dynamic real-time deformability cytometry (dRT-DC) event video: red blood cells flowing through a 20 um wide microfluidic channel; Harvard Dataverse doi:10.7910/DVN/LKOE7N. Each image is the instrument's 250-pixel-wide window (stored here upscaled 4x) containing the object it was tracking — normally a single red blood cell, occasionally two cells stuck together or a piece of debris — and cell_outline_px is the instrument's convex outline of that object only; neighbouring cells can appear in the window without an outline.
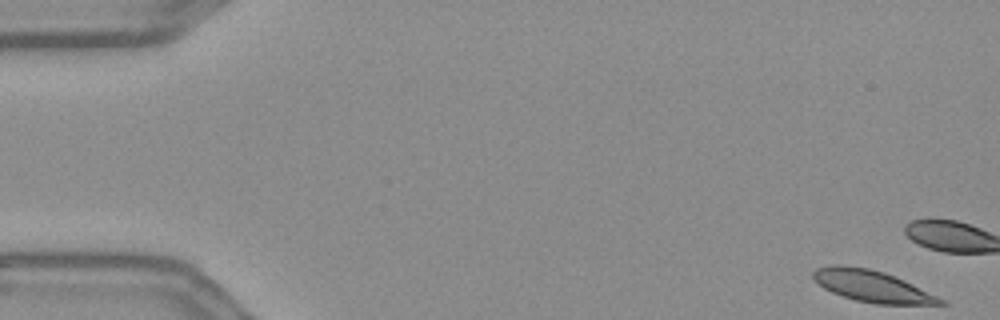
{"species": "Egyptian fruit bat (a non-hibernating species)", "species_latin": "Rousettus aegyptiacus", "temperature_condition": "warm", "stored_images_in_passage": 15, "camera_frame_rate_fps": 3000, "um_per_image_px": 0.085, "frame": {"image": 1, "passage_image": 1, "time_ms": 0.0, "image_size_px": [1000, 320], "cell_outline_px": [[948, 304], [876, 304], [856, 300], [832, 292], [824, 288], [812, 280], [812, 272], [816, 268], [832, 264], [840, 264], [868, 268], [884, 272], [904, 280], [944, 300]], "centroid_in_image_um": [74.05, 24.3], "position_along_channel_um": 10.9, "area_um2": 23.24}}